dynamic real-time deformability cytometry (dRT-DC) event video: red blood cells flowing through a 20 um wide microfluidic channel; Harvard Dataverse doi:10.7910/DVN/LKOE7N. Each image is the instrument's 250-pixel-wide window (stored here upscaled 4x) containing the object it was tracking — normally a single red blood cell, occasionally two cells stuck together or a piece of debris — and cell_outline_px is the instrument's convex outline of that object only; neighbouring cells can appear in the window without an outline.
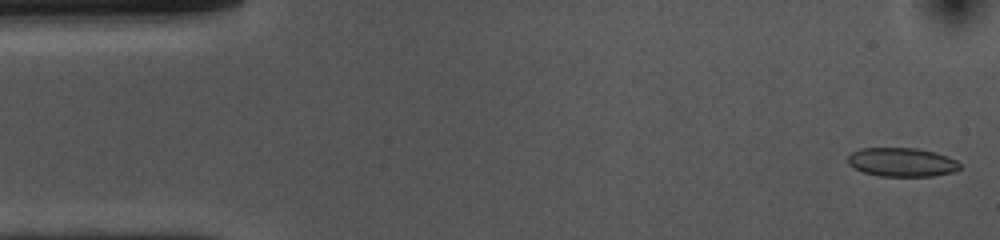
{"species": "common noctule bat (a hibernating species)", "species_latin": "Nyctalus noctula", "temperature_condition": "cold", "stored_images_in_passage": 52, "camera_frame_rate_fps": 3000, "um_per_image_px": 0.085, "animal": {"sex": "female", "body_mass_g": 10.0, "forearm_length_mm": 53.1}, "frame": {"image": 1, "passage_image": 1, "time_ms": 0.0, "image_size_px": [1000, 240], "cell_outline_px": [[960, 168], [956, 172], [932, 176], [880, 176], [864, 172], [848, 164], [848, 156], [852, 152], [860, 148], [916, 148], [936, 152], [948, 156], [956, 160], [960, 164]], "centroid_in_image_um": [76.69, 13.78], "position_along_channel_um": 8.3, "area_um2": 18.9}}
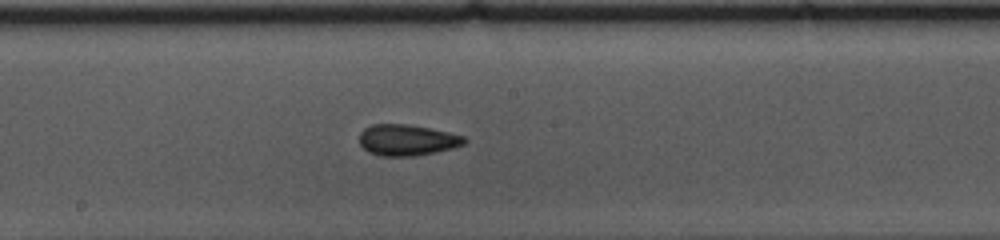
{"frame": {"image": 2, "passage_image": 26, "time_ms": 8.333, "image_size_px": [1000, 240], "cell_outline_px": [[468, 140], [464, 144], [452, 148], [436, 152], [416, 156], [380, 156], [368, 152], [360, 144], [360, 132], [364, 128], [372, 124], [408, 124], [432, 128], [464, 136]], "centroid_in_image_um": [34.6, 11.9], "position_along_channel_um": 213.6, "area_um2": 19.19}}
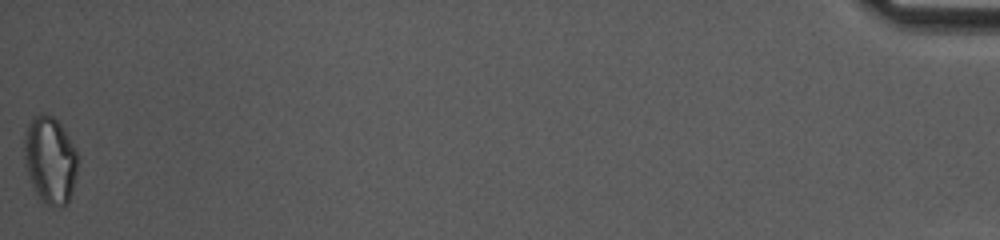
{"frame": {"image": 3, "passage_image": 52, "time_ms": 17.0, "image_size_px": [1000, 240], "cell_outline_px": [[76, 176], [72, 192], [68, 204], [60, 208], [44, 204], [32, 188], [24, 160], [24, 140], [28, 124], [32, 116], [40, 112], [44, 112], [52, 116], [60, 124], [68, 136], [76, 152]], "centroid_in_image_um": [4.23, 13.62], "position_along_channel_um": 431.0, "area_um2": 27.34}, "authors_computed_cell_mechanics": {"area_um2": 19.0451, "velocity_mm_per_s": 3.7276, "shape_relaxation_time_tau1_ms": 6.1998, "shape_relaxation_time_tau2_ms": 4.8958, "deformation_change_tau1": 0.0954, "deformation_change_tau2": 0.1004}}